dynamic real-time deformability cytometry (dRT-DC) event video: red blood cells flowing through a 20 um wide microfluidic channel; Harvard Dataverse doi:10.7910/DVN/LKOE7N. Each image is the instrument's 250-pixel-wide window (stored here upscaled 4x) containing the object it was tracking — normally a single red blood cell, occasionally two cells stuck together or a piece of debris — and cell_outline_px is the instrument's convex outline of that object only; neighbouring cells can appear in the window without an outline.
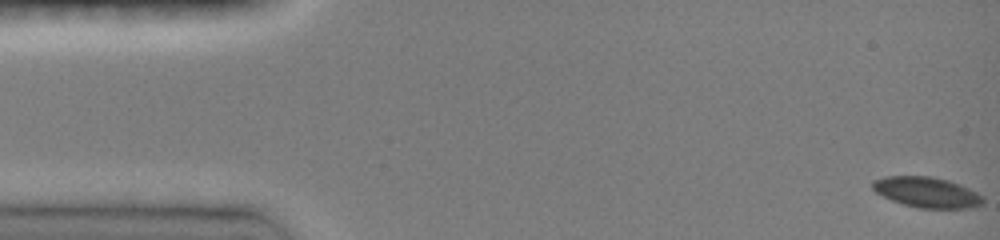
{"species": "common noctule bat (a hibernating species)", "species_latin": "Nyctalus noctula", "temperature_condition": "room temperature", "stored_images_in_passage": 48, "camera_frame_rate_fps": 3000, "um_per_image_px": 0.085, "animal": {"sex": "female", "body_mass_g": 19.0, "forearm_length_mm": 51.5}, "frame": {"image": 1, "passage_image": 1, "time_ms": 0.0, "image_size_px": [1000, 240], "cell_outline_px": [[984, 204], [968, 208], [916, 208], [892, 200], [876, 192], [872, 188], [872, 180], [884, 176], [932, 176], [948, 180], [960, 184], [984, 196]], "centroid_in_image_um": [78.79, 16.34], "position_along_channel_um": 6.2, "area_um2": 19.71}}
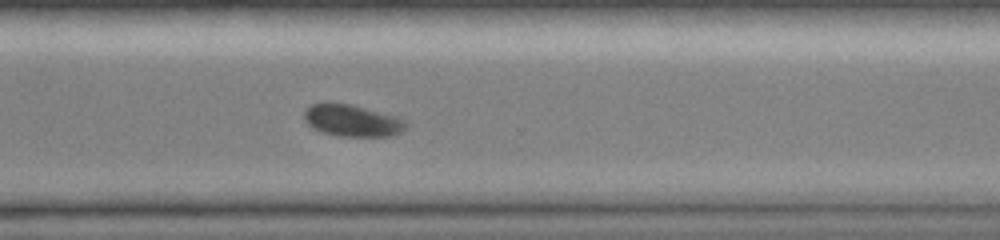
{"frame": {"image": 2, "passage_image": 35, "time_ms": 11.333, "image_size_px": [1000, 240], "cell_outline_px": [[408, 124], [400, 132], [392, 136], [340, 136], [320, 132], [312, 128], [304, 120], [304, 112], [312, 104], [328, 100], [332, 100], [352, 104], [396, 116], [408, 120]], "centroid_in_image_um": [29.91, 10.21], "position_along_channel_um": 340.7, "area_um2": 19.42}}
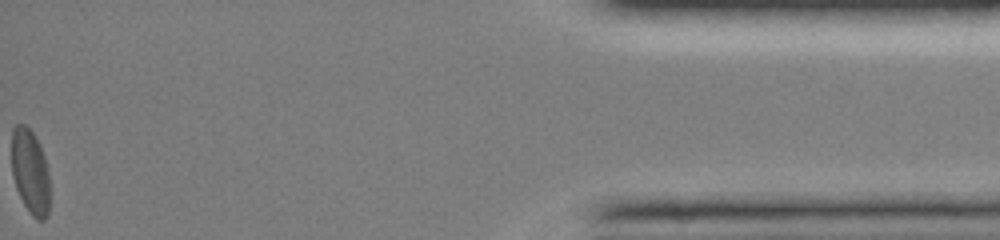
{"frame": {"image": 3, "passage_image": 48, "time_ms": 15.667, "image_size_px": [1000, 240], "cell_outline_px": [[48, 216], [44, 220], [36, 220], [32, 216], [24, 204], [16, 188], [12, 172], [12, 128], [16, 124], [24, 124], [36, 136], [40, 144], [44, 156], [48, 172]], "centroid_in_image_um": [2.56, 14.58], "position_along_channel_um": 432.6, "area_um2": 18.79}, "authors_computed_cell_mechanics": {"area_um2": 19.6809, "velocity_mm_per_s": 4.0752, "shape_relaxation_time_tau1_ms": 3.6348, "shape_relaxation_time_tau2_ms": null, "deformation_change_tau1": 0.0878, "deformation_change_tau2": null}}